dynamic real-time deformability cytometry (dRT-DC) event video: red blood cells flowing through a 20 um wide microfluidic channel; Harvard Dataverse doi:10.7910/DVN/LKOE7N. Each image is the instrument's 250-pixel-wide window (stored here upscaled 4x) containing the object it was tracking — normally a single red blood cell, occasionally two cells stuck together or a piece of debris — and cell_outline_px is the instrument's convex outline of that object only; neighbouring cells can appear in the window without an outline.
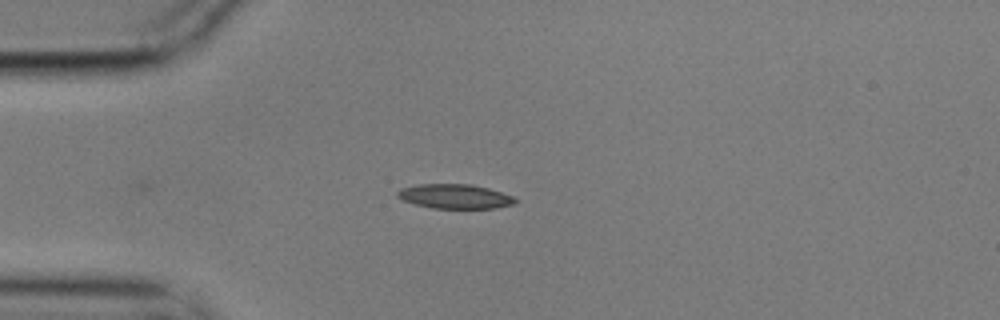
{"species": "common noctule bat (a hibernating species)", "species_latin": "Nyctalus noctula", "temperature_condition": "cold", "stored_images_in_passage": 10, "camera_frame_rate_fps": 3000, "um_per_image_px": 0.085, "animal": {"sex": "male", "body_mass_g": 17.9}, "frame": {"image": 1, "passage_image": 1, "time_ms": 0.0, "image_size_px": [1000, 320], "cell_outline_px": [[516, 204], [496, 208], [432, 208], [416, 204], [404, 200], [396, 196], [396, 192], [400, 188], [420, 184], [472, 184], [488, 188], [512, 196], [516, 200]], "centroid_in_image_um": [38.66, 16.69], "position_along_channel_um": 46.3, "area_um2": 16.7}}
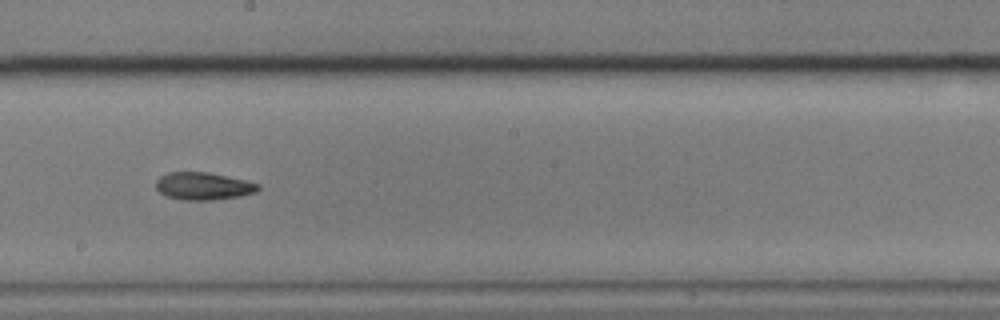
{"frame": {"image": 2, "passage_image": 6, "time_ms": 1.667, "image_size_px": [1000, 320], "cell_outline_px": [[260, 188], [256, 192], [240, 196], [212, 200], [184, 200], [168, 196], [160, 192], [156, 188], [156, 180], [160, 176], [168, 172], [208, 172], [244, 180], [260, 184]], "centroid_in_image_um": [17.28, 15.81], "position_along_channel_um": 230.9, "area_um2": 16.3}}
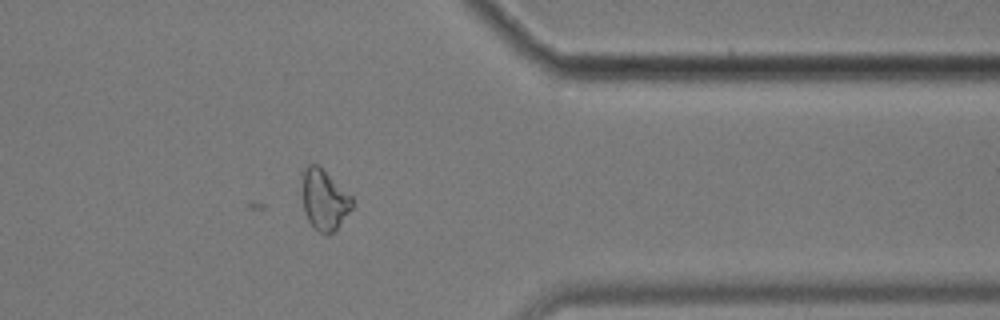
{"frame": {"image": 3, "passage_image": 10, "time_ms": 3.0, "image_size_px": [1000, 320], "cell_outline_px": [[352, 208], [336, 228], [328, 236], [320, 232], [308, 220], [304, 212], [304, 168], [308, 164], [316, 164], [352, 196]], "centroid_in_image_um": [27.58, 17.0], "position_along_channel_um": 383.8, "area_um2": 16.88}}